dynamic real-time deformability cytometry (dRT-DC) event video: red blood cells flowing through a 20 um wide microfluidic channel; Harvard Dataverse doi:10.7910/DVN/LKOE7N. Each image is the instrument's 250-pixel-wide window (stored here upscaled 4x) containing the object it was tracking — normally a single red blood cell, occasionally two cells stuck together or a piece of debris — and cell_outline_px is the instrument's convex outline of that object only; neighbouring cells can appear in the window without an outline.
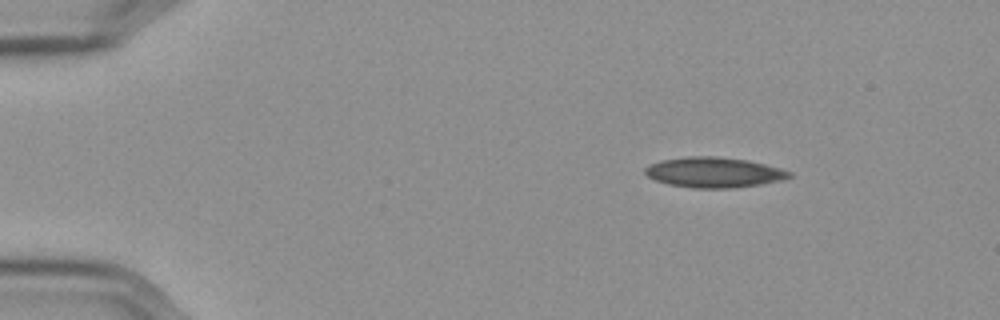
{"species": "Egyptian fruit bat (a non-hibernating species)", "species_latin": "Rousettus aegyptiacus", "temperature_condition": "cold", "stored_images_in_passage": 49, "camera_frame_rate_fps": 3000, "um_per_image_px": 0.085, "frame": {"image": 1, "passage_image": 1, "time_ms": 0.0, "image_size_px": [1000, 320], "cell_outline_px": [[792, 176], [780, 180], [760, 184], [732, 188], [692, 188], [668, 184], [656, 180], [648, 176], [644, 172], [644, 168], [660, 160], [688, 156], [712, 156], [748, 160], [764, 164], [792, 172]], "centroid_in_image_um": [60.66, 14.65], "position_along_channel_um": 24.3, "area_um2": 25.26}}
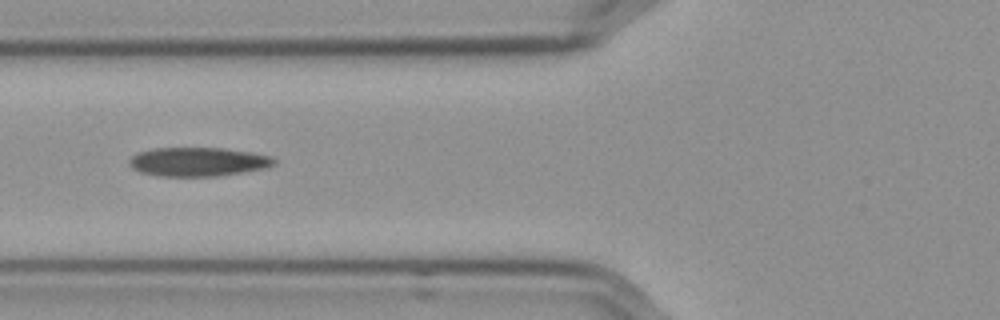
{"frame": {"image": 2, "passage_image": 15, "time_ms": 4.667, "image_size_px": [1000, 320], "cell_outline_px": [[276, 164], [260, 168], [240, 172], [216, 176], [160, 176], [140, 172], [132, 168], [128, 164], [128, 160], [136, 152], [152, 148], [224, 148], [248, 152], [268, 156], [276, 160]], "centroid_in_image_um": [16.72, 13.74], "position_along_channel_um": 109.1, "area_um2": 24.16}}
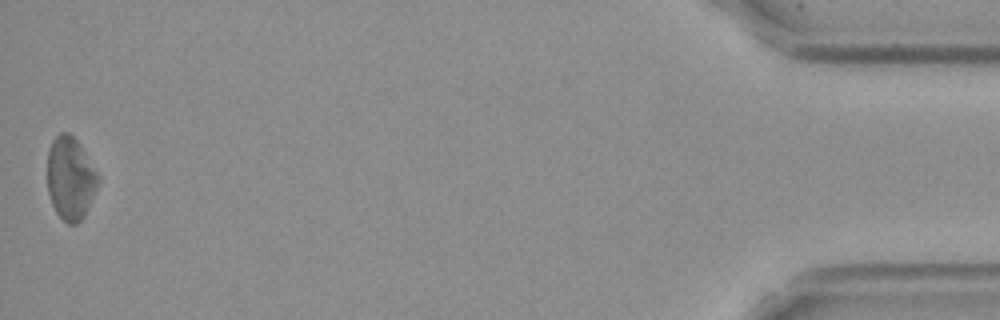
{"frame": {"image": 3, "passage_image": 49, "time_ms": 16.0, "image_size_px": [1000, 320], "cell_outline_px": [[100, 180], [84, 216], [76, 224], [68, 224], [56, 212], [52, 204], [48, 192], [48, 148], [52, 140], [60, 132], [68, 132], [80, 144], [100, 176]], "centroid_in_image_um": [5.99, 15.14], "position_along_channel_um": 429.2, "area_um2": 24.45}, "authors_computed_cell_mechanics": {"area_um2": 24.4494, "velocity_mm_per_s": 3.5924, "shape_relaxation_time_tau1_ms": null, "shape_relaxation_time_tau2_ms": 3.7129, "deformation_change_tau1": null, "deformation_change_tau2": 0.1104}}